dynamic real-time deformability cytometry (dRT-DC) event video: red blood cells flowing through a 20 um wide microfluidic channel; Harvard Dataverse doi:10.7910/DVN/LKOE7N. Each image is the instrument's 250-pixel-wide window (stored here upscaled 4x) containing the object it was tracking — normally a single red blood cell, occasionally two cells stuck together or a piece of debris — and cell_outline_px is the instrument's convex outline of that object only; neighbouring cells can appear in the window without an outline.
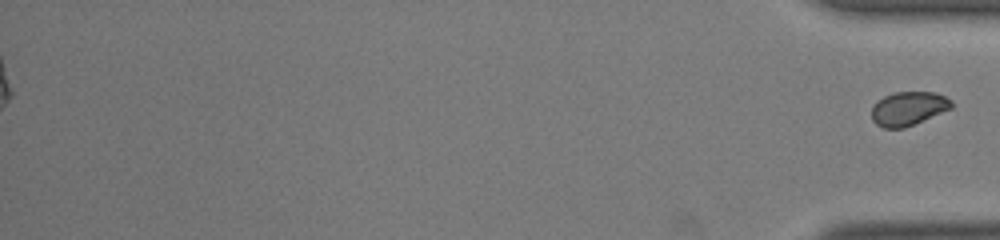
{"species": "common noctule bat (a hibernating species)", "species_latin": "Nyctalus noctula", "temperature_condition": "room temperature", "stored_images_in_passage": 53, "segment_of_instrument_passage": [2, 2], "camera_frame_rate_fps": 3000, "um_per_image_px": 0.085, "animal": {"sex": "male", "body_mass_g": 19.0, "forearm_length_mm": 50.8}, "frame": {"image": 1, "passage_image": 53, "time_ms": 17.333, "image_size_px": [1000, 240], "cell_outline_px": [[952, 108], [904, 128], [884, 128], [876, 124], [872, 120], [872, 104], [876, 100], [884, 96], [896, 92], [936, 92], [952, 100]], "centroid_in_image_um": [77.18, 9.22], "position_along_channel_um": 358.0, "area_um2": 15.78}}